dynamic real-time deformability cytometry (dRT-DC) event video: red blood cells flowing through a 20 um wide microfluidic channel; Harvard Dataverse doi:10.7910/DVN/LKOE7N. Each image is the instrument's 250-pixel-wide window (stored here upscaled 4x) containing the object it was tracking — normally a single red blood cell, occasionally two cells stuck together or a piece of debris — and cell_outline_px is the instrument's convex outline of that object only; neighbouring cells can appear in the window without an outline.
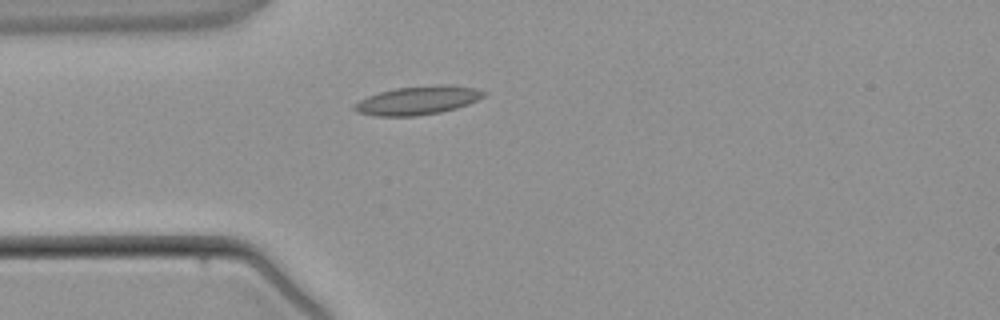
{"species": "common noctule bat (a hibernating species)", "species_latin": "Nyctalus noctula", "temperature_condition": "warm", "stored_images_in_passage": 2, "camera_frame_rate_fps": 3000, "um_per_image_px": 0.085, "animal": {"sex": "male", "body_mass_g": 21.5, "forearm_length_mm": 52.0}, "frame": {"image": 1, "passage_image": 2, "time_ms": 2.0, "image_size_px": [1000, 320], "cell_outline_px": [[488, 92], [484, 96], [468, 104], [456, 108], [440, 112], [416, 116], [372, 116], [356, 112], [352, 108], [360, 100], [368, 96], [380, 92], [396, 88], [440, 84], [444, 84], [476, 88]], "centroid_in_image_um": [35.51, 8.53], "position_along_channel_um": 49.5, "area_um2": 21.5}}